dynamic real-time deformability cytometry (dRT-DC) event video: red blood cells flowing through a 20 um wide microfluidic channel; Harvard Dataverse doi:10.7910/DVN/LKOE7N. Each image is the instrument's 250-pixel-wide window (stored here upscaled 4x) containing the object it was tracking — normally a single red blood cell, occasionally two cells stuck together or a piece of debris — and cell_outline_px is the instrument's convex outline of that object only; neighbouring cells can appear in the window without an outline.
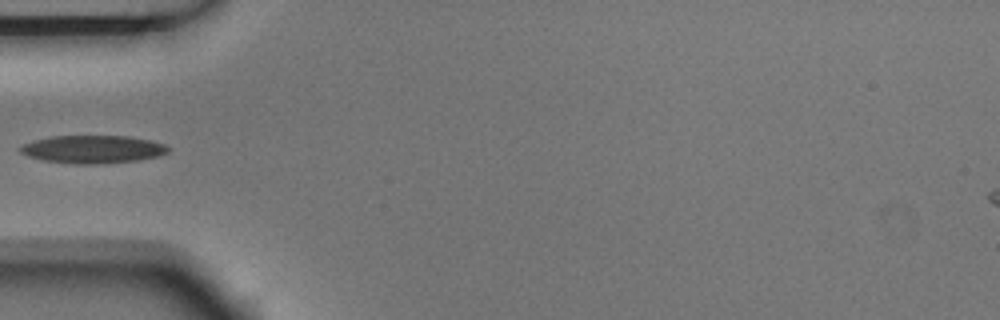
{"species": "Egyptian fruit bat (a non-hibernating species)", "species_latin": "Rousettus aegyptiacus", "temperature_condition": "room temperature", "stored_images_in_passage": 5, "camera_frame_rate_fps": 3000, "um_per_image_px": 0.085, "animal": {"sex": "male"}, "frame": {"image": 1, "passage_image": 4, "time_ms": 1.0, "image_size_px": [1000, 320], "cell_outline_px": [[172, 148], [168, 152], [160, 156], [140, 160], [92, 164], [76, 164], [44, 160], [28, 156], [20, 152], [16, 148], [24, 144], [36, 140], [52, 136], [128, 136], [148, 140], [164, 144]], "centroid_in_image_um": [7.91, 12.69], "position_along_channel_um": 77.1, "area_um2": 23.99}}
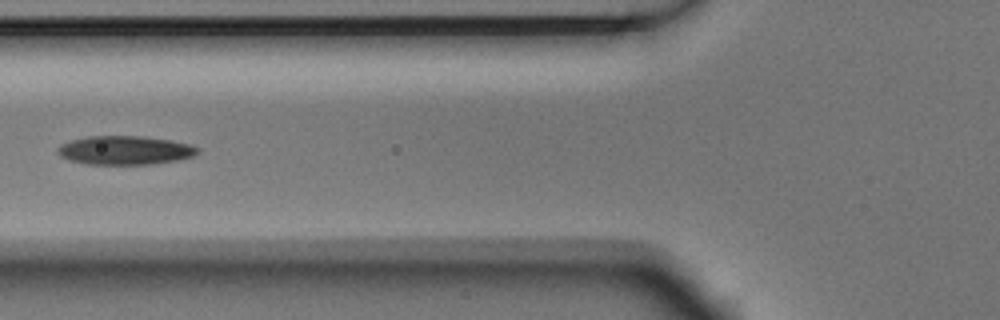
{"frame": {"image": 2, "passage_image": 5, "time_ms": 1.333, "image_size_px": [1000, 320], "cell_outline_px": [[200, 152], [192, 156], [176, 160], [148, 164], [88, 164], [72, 160], [60, 156], [56, 152], [56, 148], [72, 140], [88, 136], [144, 136], [172, 140], [188, 144], [200, 148]], "centroid_in_image_um": [10.64, 12.76], "position_along_channel_um": 115.2, "area_um2": 23.29}}